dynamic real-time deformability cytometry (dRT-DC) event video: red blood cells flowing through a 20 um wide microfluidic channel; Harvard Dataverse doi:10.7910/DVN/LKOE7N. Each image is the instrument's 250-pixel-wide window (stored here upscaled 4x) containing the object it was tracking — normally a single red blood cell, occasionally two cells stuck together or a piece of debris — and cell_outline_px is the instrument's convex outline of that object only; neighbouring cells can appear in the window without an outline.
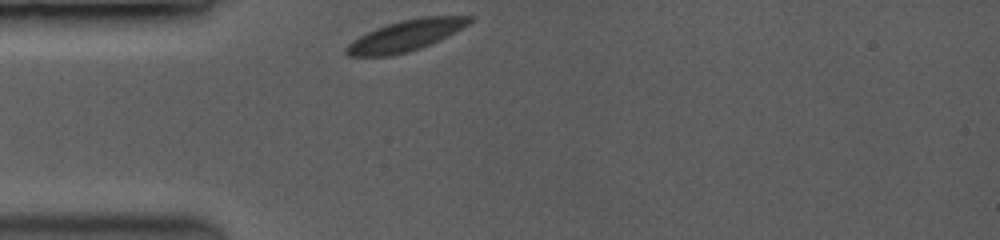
{"species": "common noctule bat (a hibernating species)", "species_latin": "Nyctalus noctula", "temperature_condition": "room temperature", "stored_images_in_passage": 3, "camera_frame_rate_fps": 3500, "um_per_image_px": 0.085, "animal": {"sex": "female", "body_mass_g": 19.0, "forearm_length_mm": 53.3}, "frame": {"image": 1, "passage_image": 1, "time_ms": 0.0, "image_size_px": [1000, 240], "cell_outline_px": [[472, 20], [468, 24], [420, 48], [408, 52], [388, 56], [348, 56], [344, 52], [344, 48], [352, 40], [376, 28], [400, 20], [420, 16], [472, 16]], "centroid_in_image_um": [34.4, 3.02], "position_along_channel_um": 50.6, "area_um2": 21.79}}
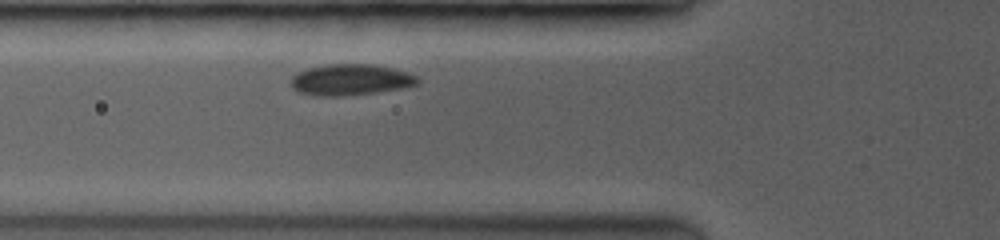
{"frame": {"image": 2, "passage_image": 3, "time_ms": 1.429, "image_size_px": [1000, 240], "cell_outline_px": [[420, 80], [416, 84], [400, 88], [372, 92], [336, 96], [332, 96], [300, 92], [292, 88], [292, 76], [308, 68], [328, 64], [372, 64], [392, 68], [416, 76]], "centroid_in_image_um": [29.79, 6.76], "position_along_channel_um": 96.0, "area_um2": 22.2}}